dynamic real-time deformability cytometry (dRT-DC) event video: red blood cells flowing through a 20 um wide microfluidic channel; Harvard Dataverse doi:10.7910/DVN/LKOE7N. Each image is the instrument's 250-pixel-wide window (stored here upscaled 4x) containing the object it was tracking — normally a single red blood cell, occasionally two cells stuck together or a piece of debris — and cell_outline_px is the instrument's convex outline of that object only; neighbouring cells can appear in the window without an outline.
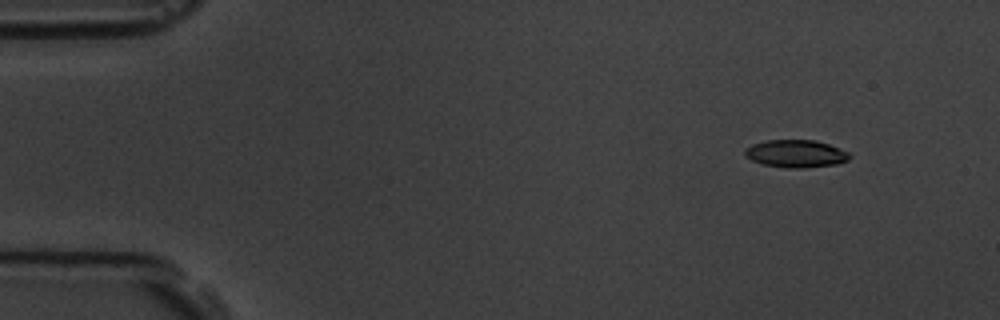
{"species": "common noctule bat (a hibernating species)", "species_latin": "Nyctalus noctula", "temperature_condition": "room temperature", "stored_images_in_passage": 5, "camera_frame_rate_fps": 3000, "um_per_image_px": 0.085, "animal": {"sex": "male", "body_mass_g": 19.5, "forearm_length_mm": 54.6}, "frame": {"image": 1, "passage_image": 1, "time_ms": 0.0, "image_size_px": [1000, 320], "cell_outline_px": [[852, 156], [848, 160], [836, 164], [804, 168], [788, 168], [764, 164], [752, 160], [744, 156], [744, 148], [752, 144], [764, 140], [816, 140], [828, 144], [848, 152]], "centroid_in_image_um": [67.63, 13.05], "position_along_channel_um": 17.4, "area_um2": 16.88}}
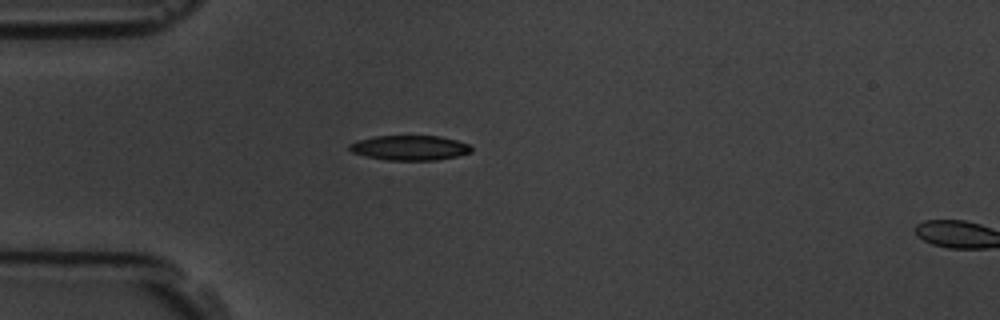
{"frame": {"image": 2, "passage_image": 4, "time_ms": 3.333, "image_size_px": [1000, 320], "cell_outline_px": [[472, 152], [456, 156], [436, 160], [388, 160], [368, 156], [352, 152], [348, 148], [348, 144], [356, 140], [376, 136], [440, 136], [456, 140], [468, 144], [472, 148]], "centroid_in_image_um": [34.82, 12.55], "position_along_channel_um": 50.2, "area_um2": 17.57}}